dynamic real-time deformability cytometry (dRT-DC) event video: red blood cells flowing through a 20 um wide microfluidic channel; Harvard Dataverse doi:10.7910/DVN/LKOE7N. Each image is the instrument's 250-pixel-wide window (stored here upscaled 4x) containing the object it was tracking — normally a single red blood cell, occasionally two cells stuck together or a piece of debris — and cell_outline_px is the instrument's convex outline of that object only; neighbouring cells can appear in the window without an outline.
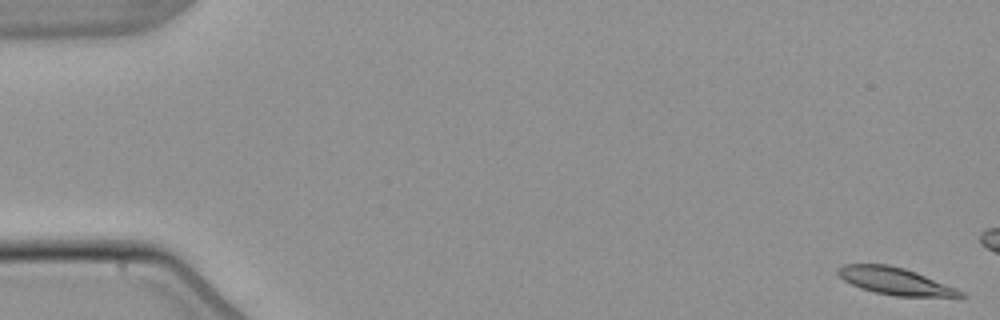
{"species": "common noctule bat (a hibernating species)", "species_latin": "Nyctalus noctula", "temperature_condition": "warm", "stored_images_in_passage": 14, "camera_frame_rate_fps": 3000, "um_per_image_px": 0.085, "animal": {"sex": "male", "body_mass_g": 21.5, "forearm_length_mm": 52.0}, "frame": {"image": 1, "passage_image": 1, "time_ms": 0.0, "image_size_px": [1000, 320], "cell_outline_px": [[968, 296], [964, 300], [896, 296], [876, 292], [860, 288], [844, 280], [836, 272], [836, 268], [844, 264], [888, 264], [904, 268], [916, 272], [956, 288], [964, 292]], "centroid_in_image_um": [76.26, 23.95], "position_along_channel_um": 8.7, "area_um2": 20.17}}